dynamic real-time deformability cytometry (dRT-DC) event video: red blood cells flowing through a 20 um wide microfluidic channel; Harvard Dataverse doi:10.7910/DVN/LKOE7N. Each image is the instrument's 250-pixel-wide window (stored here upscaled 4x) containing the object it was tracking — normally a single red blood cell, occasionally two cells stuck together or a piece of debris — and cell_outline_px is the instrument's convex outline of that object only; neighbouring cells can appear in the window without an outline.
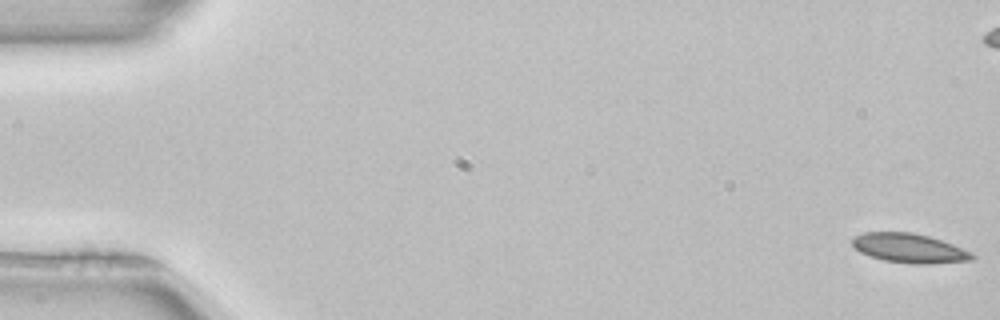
{"species": "common noctule bat (a hibernating species)", "species_latin": "Nyctalus noctula", "temperature_condition": "room temperature", "stored_images_in_passage": 53, "camera_frame_rate_fps": 3000, "um_per_image_px": 0.085, "animal": {"sex": "female", "body_mass_g": 22.7, "forearm_length_mm": 54.2}, "frame": {"image": 1, "passage_image": 1, "time_ms": 0.0, "image_size_px": [1000, 320], "cell_outline_px": [[976, 256], [972, 260], [928, 264], [916, 264], [884, 260], [860, 252], [852, 244], [852, 236], [864, 232], [912, 232], [928, 236], [952, 244], [972, 252]], "centroid_in_image_um": [77.29, 21.09], "position_along_channel_um": 7.7, "area_um2": 20.35}, "authors_computed_cell_mechanics": {"area_um2": 20.519, "velocity_mm_per_s": 3.9354, "shape_relaxation_time_tau1_ms": 5.0503, "shape_relaxation_time_tau2_ms": null, "deformation_change_tau1": 0.0816, "deformation_change_tau2": null}}